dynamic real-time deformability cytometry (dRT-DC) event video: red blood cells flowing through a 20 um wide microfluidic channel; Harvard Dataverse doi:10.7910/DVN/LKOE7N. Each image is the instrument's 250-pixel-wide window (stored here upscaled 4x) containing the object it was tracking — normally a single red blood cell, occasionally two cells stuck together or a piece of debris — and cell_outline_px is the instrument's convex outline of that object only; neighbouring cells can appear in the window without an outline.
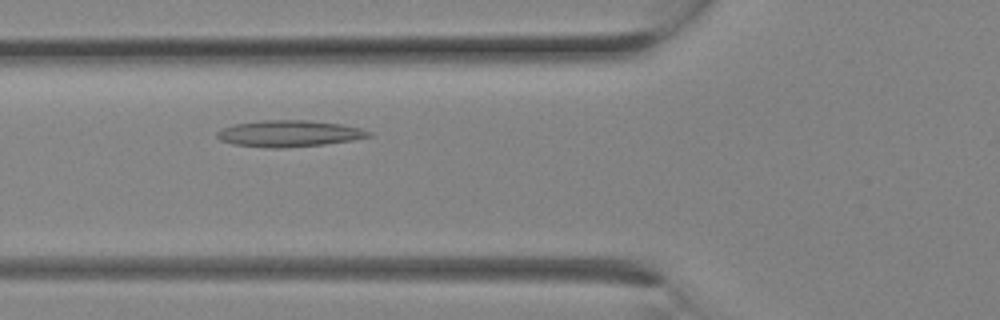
{"species": "Egyptian fruit bat (a non-hibernating species)", "species_latin": "Rousettus aegyptiacus", "temperature_condition": "room temperature", "stored_images_in_passage": 7, "camera_frame_rate_fps": 3000, "um_per_image_px": 0.085, "animal": {"sex": "female"}, "frame": {"image": 1, "passage_image": 4, "time_ms": 1.0, "image_size_px": [1000, 320], "cell_outline_px": [[372, 136], [352, 140], [324, 144], [284, 148], [264, 148], [232, 144], [220, 140], [216, 136], [216, 132], [224, 128], [236, 124], [264, 120], [308, 120], [340, 124], [360, 128], [372, 132]], "centroid_in_image_um": [24.57, 11.36], "position_along_channel_um": 101.2, "area_um2": 23.35}}
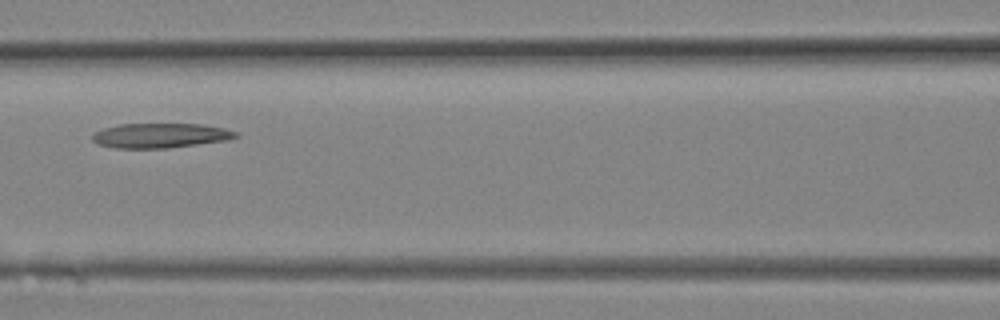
{"frame": {"image": 2, "passage_image": 6, "time_ms": 1.667, "image_size_px": [1000, 320], "cell_outline_px": [[240, 136], [228, 140], [168, 148], [116, 148], [96, 144], [92, 140], [92, 136], [96, 132], [104, 128], [120, 124], [200, 124], [224, 128], [236, 132]], "centroid_in_image_um": [13.63, 11.52], "position_along_channel_um": 153.0, "area_um2": 20.58}}